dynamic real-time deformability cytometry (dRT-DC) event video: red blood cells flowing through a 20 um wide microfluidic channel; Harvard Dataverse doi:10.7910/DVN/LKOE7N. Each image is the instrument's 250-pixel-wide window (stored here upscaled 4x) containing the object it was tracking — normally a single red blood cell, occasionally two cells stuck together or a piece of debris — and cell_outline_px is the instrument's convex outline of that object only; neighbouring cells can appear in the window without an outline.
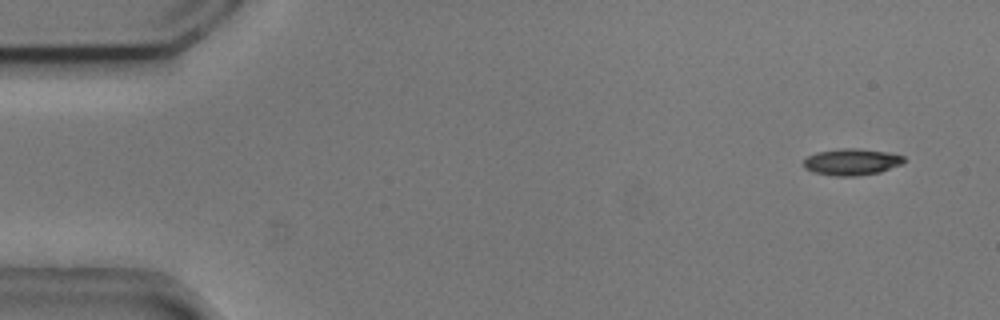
{"species": "common noctule bat (a hibernating species)", "species_latin": "Nyctalus noctula", "temperature_condition": "cold", "stored_images_in_passage": 6, "camera_frame_rate_fps": 3000, "um_per_image_px": 0.085, "animal": {"sex": "male", "body_mass_g": 20.5, "forearm_length_mm": 52.5}, "frame": {"image": 1, "passage_image": 1, "time_ms": 0.0, "image_size_px": [1000, 320], "cell_outline_px": [[908, 160], [904, 164], [880, 172], [856, 176], [832, 176], [812, 172], [804, 168], [804, 160], [808, 156], [816, 152], [844, 148], [856, 148], [888, 152], [904, 156]], "centroid_in_image_um": [72.43, 13.77], "position_along_channel_um": 12.6, "area_um2": 15.78}}
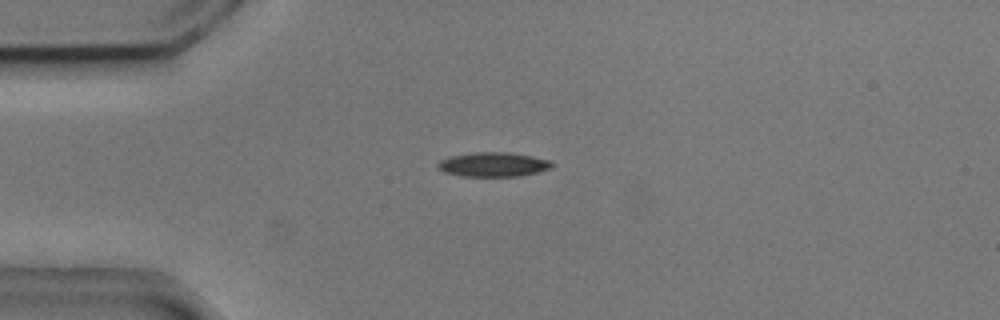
{"frame": {"image": 2, "passage_image": 4, "time_ms": 1.0, "image_size_px": [1000, 320], "cell_outline_px": [[552, 168], [520, 176], [460, 176], [444, 172], [436, 164], [440, 160], [448, 156], [476, 152], [508, 152], [532, 156], [552, 160]], "centroid_in_image_um": [41.92, 13.97], "position_along_channel_um": 43.1, "area_um2": 16.24}}